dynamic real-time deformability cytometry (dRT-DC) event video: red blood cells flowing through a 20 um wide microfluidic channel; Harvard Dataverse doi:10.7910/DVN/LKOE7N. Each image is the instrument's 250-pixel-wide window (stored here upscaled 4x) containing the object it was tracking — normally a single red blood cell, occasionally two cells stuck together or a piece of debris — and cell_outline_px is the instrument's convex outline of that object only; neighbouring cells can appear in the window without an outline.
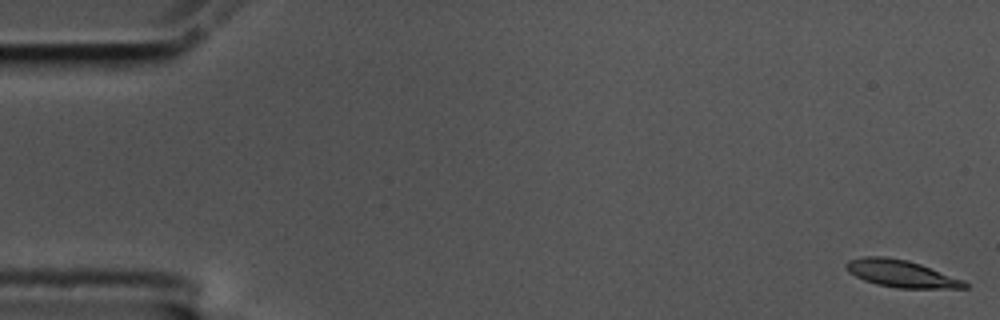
{"species": "common noctule bat (a hibernating species)", "species_latin": "Nyctalus noctula", "temperature_condition": "cold", "stored_images_in_passage": 59, "camera_frame_rate_fps": 3000, "um_per_image_px": 0.085, "animal": {"sex": "male", "body_mass_g": 17.5, "forearm_length_mm": 52.3}, "frame": {"image": 1, "passage_image": 1, "time_ms": 0.0, "image_size_px": [1000, 320], "cell_outline_px": [[968, 288], [896, 288], [876, 284], [864, 280], [848, 272], [844, 264], [848, 260], [864, 256], [884, 256], [908, 260], [920, 264], [964, 280], [968, 284]], "centroid_in_image_um": [76.58, 23.25], "position_along_channel_um": 8.4, "area_um2": 18.79}}
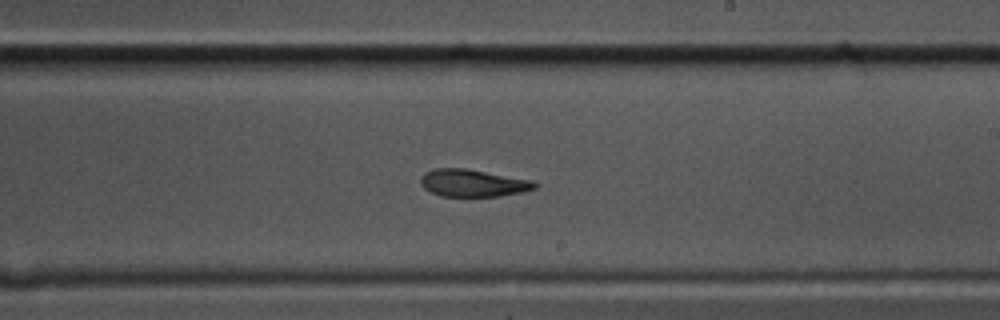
{"frame": {"image": 2, "passage_image": 34, "time_ms": 11.0, "image_size_px": [1000, 320], "cell_outline_px": [[540, 184], [536, 188], [524, 192], [500, 196], [440, 196], [424, 188], [420, 184], [420, 176], [424, 172], [436, 168], [464, 168], [532, 180]], "centroid_in_image_um": [40.2, 15.56], "position_along_channel_um": 248.8, "area_um2": 18.26}}
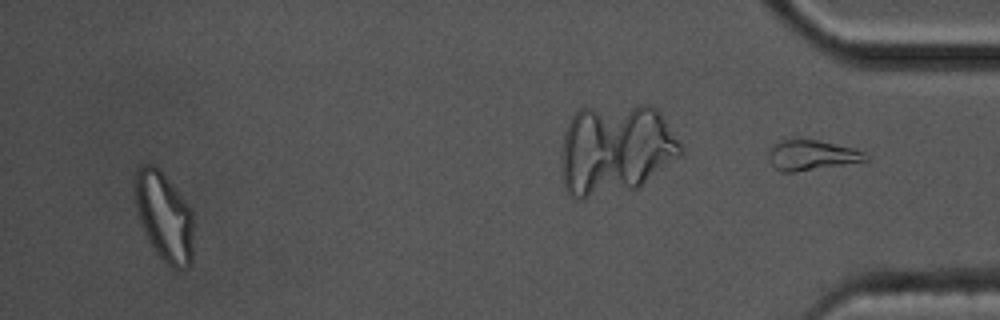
{"frame": {"image": 3, "passage_image": 56, "time_ms": 18.333, "image_size_px": [1000, 320], "cell_outline_px": [[192, 264], [188, 268], [180, 272], [176, 272], [156, 252], [148, 240], [140, 224], [136, 208], [132, 184], [136, 168], [140, 164], [152, 164], [164, 176], [184, 200], [192, 212]], "centroid_in_image_um": [13.91, 18.44], "position_along_channel_um": 421.3, "area_um2": 30.63}, "authors_computed_cell_mechanics": {"area_um2": 18.9584, "velocity_mm_per_s": 3.4378, "shape_relaxation_time_tau1_ms": 11.2917, "shape_relaxation_time_tau2_ms": 4.464, "deformation_change_tau1": 0.2583, "deformation_change_tau2": 0.1186}}